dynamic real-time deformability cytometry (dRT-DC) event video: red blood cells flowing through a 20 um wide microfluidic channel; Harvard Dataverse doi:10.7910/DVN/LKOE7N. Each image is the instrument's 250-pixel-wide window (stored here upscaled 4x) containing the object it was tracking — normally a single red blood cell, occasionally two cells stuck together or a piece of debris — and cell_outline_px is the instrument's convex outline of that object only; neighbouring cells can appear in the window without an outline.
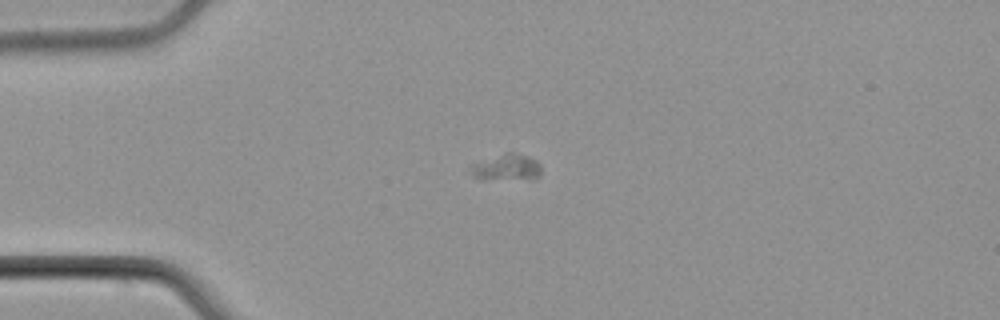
{"species": "common noctule bat (a hibernating species)", "species_latin": "Nyctalus noctula", "temperature_condition": "cold", "stored_images_in_passage": 3, "camera_frame_rate_fps": 3000, "um_per_image_px": 0.085, "animal": {"sex": "male", "body_mass_g": 21.5, "forearm_length_mm": 52.0}, "frame": {"image": 1, "passage_image": 2, "time_ms": 1.333, "image_size_px": [1000, 320], "cell_outline_px": [[540, 176], [536, 180], [484, 180], [472, 176], [468, 168], [468, 164], [508, 152], [512, 152], [528, 156], [536, 160], [540, 164]], "centroid_in_image_um": [43.03, 14.27], "position_along_channel_um": 42.0, "area_um2": 11.5}}